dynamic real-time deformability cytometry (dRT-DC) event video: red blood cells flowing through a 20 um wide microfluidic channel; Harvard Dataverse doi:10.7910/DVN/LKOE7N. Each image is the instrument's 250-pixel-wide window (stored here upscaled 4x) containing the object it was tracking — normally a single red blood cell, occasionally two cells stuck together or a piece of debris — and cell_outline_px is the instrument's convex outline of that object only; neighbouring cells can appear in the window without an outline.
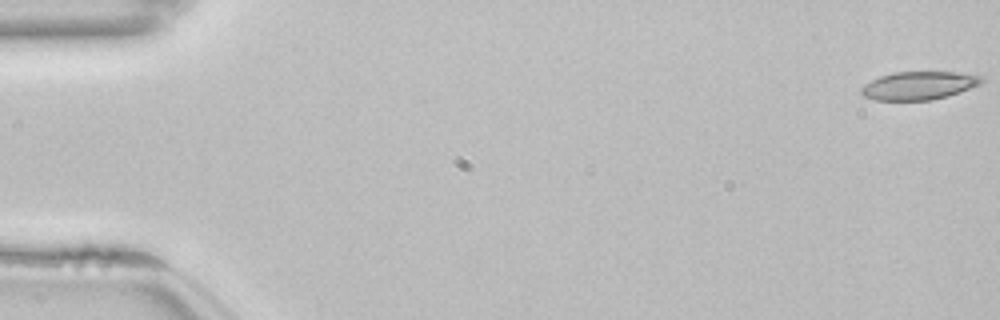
{"species": "common noctule bat (a hibernating species)", "species_latin": "Nyctalus noctula", "temperature_condition": "room temperature", "stored_images_in_passage": 15, "camera_frame_rate_fps": 3000, "um_per_image_px": 0.085, "animal": {"sex": "female", "body_mass_g": 22.7, "forearm_length_mm": 54.2}, "frame": {"image": 1, "passage_image": 1, "time_ms": 0.0, "image_size_px": [1000, 320], "cell_outline_px": [[984, 80], [980, 84], [960, 92], [948, 96], [932, 100], [876, 100], [860, 96], [860, 88], [864, 84], [880, 76], [896, 72], [960, 72], [984, 76]], "centroid_in_image_um": [78.1, 7.27], "position_along_channel_um": 6.9, "area_um2": 19.94}}
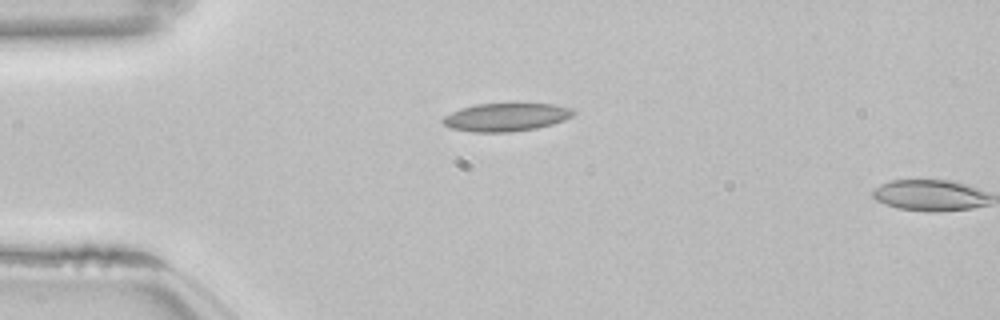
{"frame": {"image": 2, "passage_image": 14, "time_ms": 4.333, "image_size_px": [1000, 320], "cell_outline_px": [[576, 112], [572, 116], [564, 120], [552, 124], [536, 128], [512, 132], [472, 132], [452, 128], [444, 124], [440, 120], [444, 116], [460, 108], [476, 104], [552, 104], [572, 108]], "centroid_in_image_um": [43.01, 9.96], "position_along_channel_um": 42.0, "area_um2": 21.33}}